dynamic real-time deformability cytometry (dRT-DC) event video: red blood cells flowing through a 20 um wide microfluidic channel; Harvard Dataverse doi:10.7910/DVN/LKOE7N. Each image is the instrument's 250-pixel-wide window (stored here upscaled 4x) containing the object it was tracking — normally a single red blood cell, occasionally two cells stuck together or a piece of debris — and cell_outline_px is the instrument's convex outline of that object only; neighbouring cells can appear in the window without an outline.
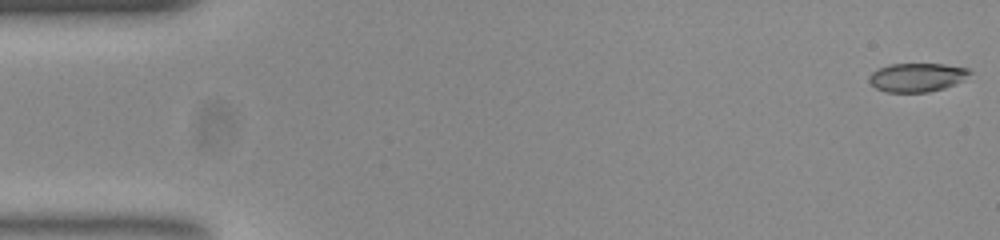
{"species": "common noctule bat (a hibernating species)", "species_latin": "Nyctalus noctula", "temperature_condition": "room temperature", "stored_images_in_passage": 18, "camera_frame_rate_fps": 3000, "um_per_image_px": 0.085, "animal": {"sex": "female", "body_mass_g": 23.0, "forearm_length_mm": 53.4}, "frame": {"image": 1, "passage_image": 1, "time_ms": 0.0, "image_size_px": [1000, 240], "cell_outline_px": [[972, 72], [964, 80], [956, 84], [944, 88], [928, 92], [888, 92], [876, 88], [868, 80], [868, 76], [872, 72], [888, 64], [944, 64], [968, 68]], "centroid_in_image_um": [77.96, 6.57], "position_along_channel_um": 7.0, "area_um2": 16.88}}
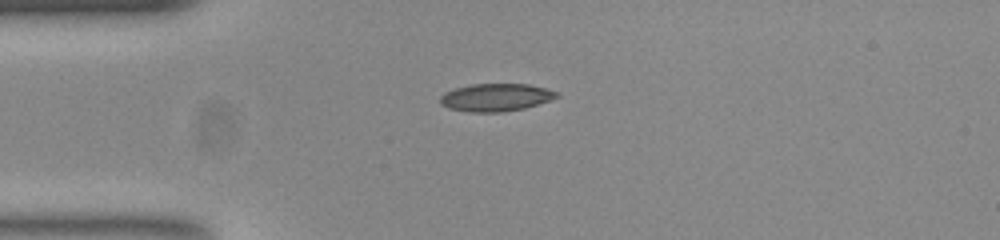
{"frame": {"image": 2, "passage_image": 13, "time_ms": 4.0, "image_size_px": [1000, 240], "cell_outline_px": [[560, 96], [524, 108], [500, 112], [468, 112], [448, 108], [440, 104], [440, 96], [444, 92], [456, 88], [472, 84], [528, 84], [548, 88], [560, 92]], "centroid_in_image_um": [42.14, 8.27], "position_along_channel_um": 42.9, "area_um2": 18.84}}
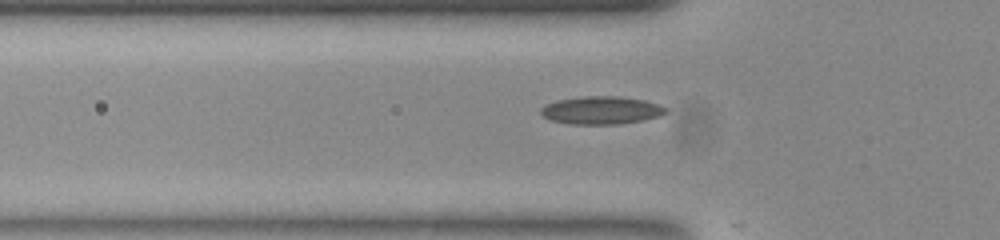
{"frame": {"image": 3, "passage_image": 17, "time_ms": 5.333, "image_size_px": [1000, 240], "cell_outline_px": [[668, 112], [660, 116], [640, 120], [616, 124], [568, 124], [552, 120], [544, 116], [540, 112], [540, 108], [544, 104], [556, 100], [584, 96], [616, 96], [644, 100], [660, 104], [668, 108]], "centroid_in_image_um": [51.11, 9.36], "position_along_channel_um": 74.7, "area_um2": 20.35}}